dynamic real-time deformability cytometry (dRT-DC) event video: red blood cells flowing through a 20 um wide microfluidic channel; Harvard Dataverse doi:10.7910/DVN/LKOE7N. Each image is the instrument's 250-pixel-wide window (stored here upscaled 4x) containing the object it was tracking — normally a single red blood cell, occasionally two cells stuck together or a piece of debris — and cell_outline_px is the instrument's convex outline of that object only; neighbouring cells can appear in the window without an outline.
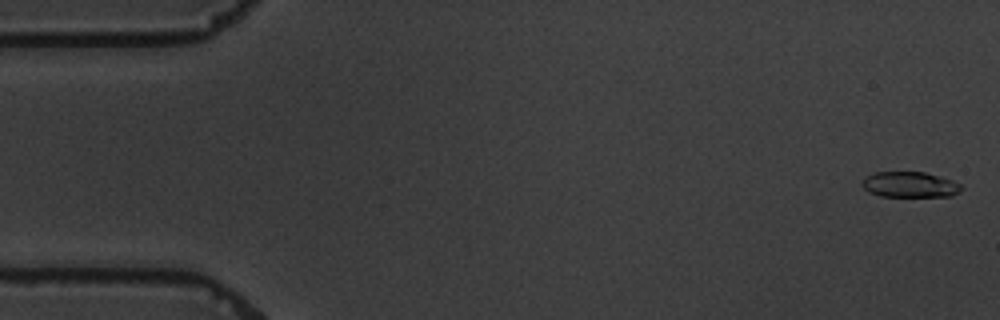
{"species": "common noctule bat (a hibernating species)", "species_latin": "Nyctalus noctula", "temperature_condition": "warm", "stored_images_in_passage": 5, "camera_frame_rate_fps": 3000, "um_per_image_px": 0.085, "animal": {"sex": "male", "body_mass_g": 19.5, "forearm_length_mm": 54.6}, "frame": {"image": 1, "passage_image": 1, "time_ms": 0.0, "image_size_px": [1000, 320], "cell_outline_px": [[964, 188], [960, 192], [952, 196], [880, 196], [868, 192], [860, 184], [868, 176], [876, 172], [924, 172], [952, 180], [960, 184]], "centroid_in_image_um": [77.36, 15.7], "position_along_channel_um": 7.6, "area_um2": 14.74}}
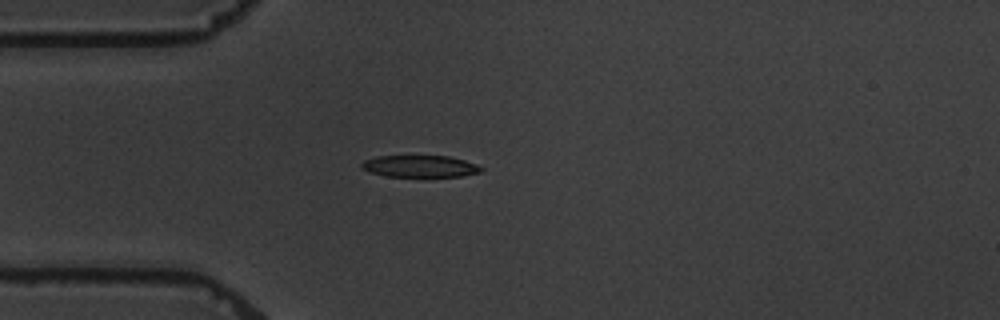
{"frame": {"image": 2, "passage_image": 5, "time_ms": 4.667, "image_size_px": [1000, 320], "cell_outline_px": [[484, 168], [480, 172], [460, 176], [384, 176], [368, 172], [360, 168], [360, 164], [364, 160], [376, 156], [448, 156], [464, 160], [476, 164]], "centroid_in_image_um": [35.64, 14.13], "position_along_channel_um": 49.4, "area_um2": 15.2}}